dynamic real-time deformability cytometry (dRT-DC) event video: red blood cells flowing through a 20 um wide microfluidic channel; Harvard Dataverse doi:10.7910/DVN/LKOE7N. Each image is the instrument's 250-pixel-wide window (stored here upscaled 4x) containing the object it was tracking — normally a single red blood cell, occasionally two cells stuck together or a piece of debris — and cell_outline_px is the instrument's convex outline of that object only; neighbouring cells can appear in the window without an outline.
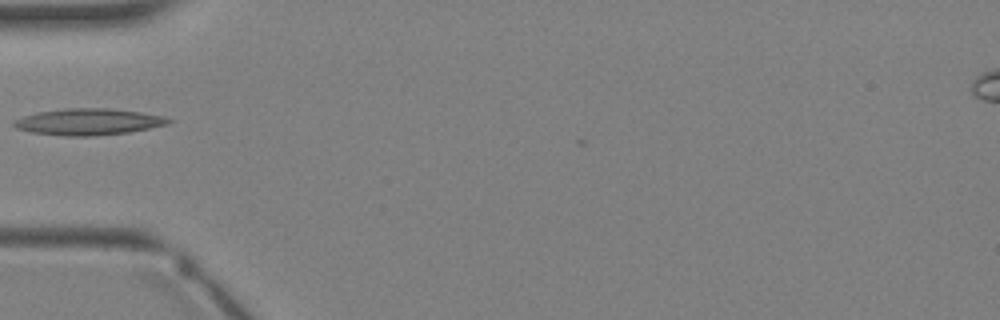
{"species": "Egyptian fruit bat (a non-hibernating species)", "species_latin": "Rousettus aegyptiacus", "temperature_condition": "warm", "stored_images_in_passage": 3, "camera_frame_rate_fps": 3000, "um_per_image_px": 0.085, "animal": {"sex": "female"}, "frame": {"image": 1, "passage_image": 3, "time_ms": 2.667, "image_size_px": [1000, 320], "cell_outline_px": [[172, 120], [168, 124], [128, 132], [88, 136], [68, 136], [32, 132], [16, 128], [12, 124], [12, 120], [24, 116], [40, 112], [64, 108], [112, 108], [140, 112], [164, 116]], "centroid_in_image_um": [7.5, 10.34], "position_along_channel_um": 77.5, "area_um2": 23.64}}